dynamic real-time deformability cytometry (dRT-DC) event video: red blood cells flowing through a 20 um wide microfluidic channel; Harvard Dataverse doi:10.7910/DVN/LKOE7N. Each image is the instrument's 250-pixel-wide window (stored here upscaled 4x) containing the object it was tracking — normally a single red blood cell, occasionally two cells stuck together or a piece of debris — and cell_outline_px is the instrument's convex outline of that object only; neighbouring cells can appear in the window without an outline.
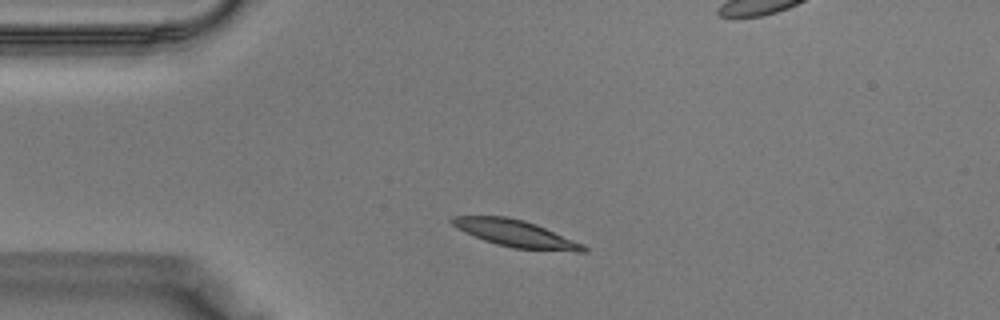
{"species": "Egyptian fruit bat (a non-hibernating species)", "species_latin": "Rousettus aegyptiacus", "temperature_condition": "warm", "stored_images_in_passage": 35, "camera_frame_rate_fps": 3000, "um_per_image_px": 0.085, "animal": {"sex": "male"}, "frame": {"image": 1, "passage_image": 4, "time_ms": 1.0, "image_size_px": [1000, 320], "cell_outline_px": [[588, 252], [576, 252], [512, 248], [496, 244], [484, 240], [464, 232], [456, 228], [448, 220], [452, 216], [508, 216], [524, 220], [536, 224], [584, 244], [588, 248]], "centroid_in_image_um": [43.84, 19.85], "position_along_channel_um": 41.2, "area_um2": 20.81}}
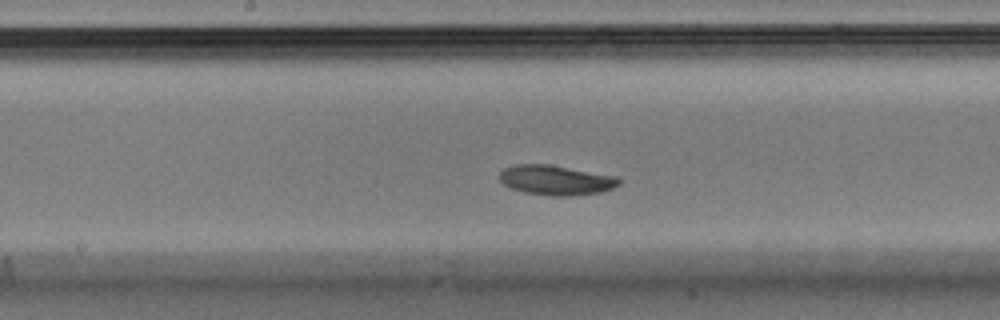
{"frame": {"image": 2, "passage_image": 15, "time_ms": 4.667, "image_size_px": [1000, 320], "cell_outline_px": [[620, 184], [612, 188], [600, 192], [572, 196], [552, 196], [524, 192], [512, 188], [504, 184], [500, 180], [500, 172], [504, 168], [512, 164], [548, 164], [616, 176], [620, 180]], "centroid_in_image_um": [47.24, 15.31], "position_along_channel_um": 201.0, "area_um2": 20.69}}
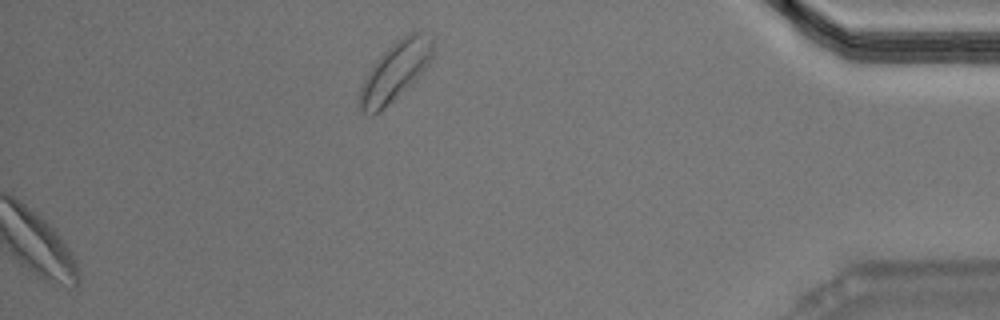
{"frame": {"image": 3, "passage_image": 35, "time_ms": 11.333, "image_size_px": [1000, 320], "cell_outline_px": [[432, 56], [428, 64], [380, 112], [372, 116], [368, 116], [360, 108], [360, 88], [372, 64], [396, 40], [408, 32], [420, 28], [432, 36]], "centroid_in_image_um": [33.59, 5.99], "position_along_channel_um": 401.6, "area_um2": 24.57}}